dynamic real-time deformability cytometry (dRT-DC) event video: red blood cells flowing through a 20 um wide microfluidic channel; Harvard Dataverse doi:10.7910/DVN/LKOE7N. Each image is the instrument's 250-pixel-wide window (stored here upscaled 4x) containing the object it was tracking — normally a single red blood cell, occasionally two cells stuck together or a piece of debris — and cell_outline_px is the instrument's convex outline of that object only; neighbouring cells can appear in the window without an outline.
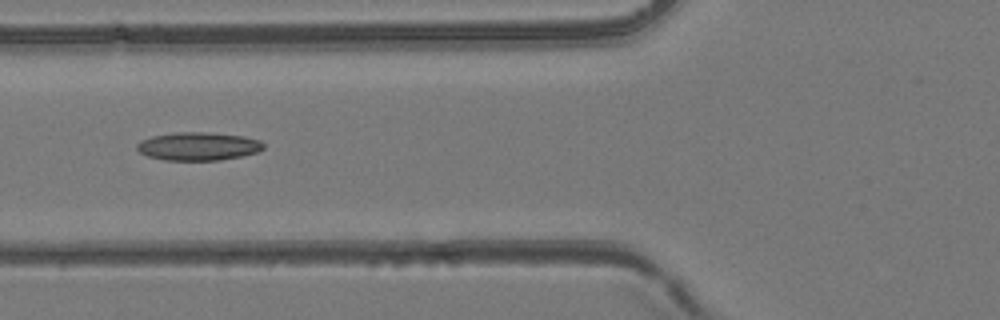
{"species": "common noctule bat (a hibernating species)", "species_latin": "Nyctalus noctula", "temperature_condition": "room temperature", "stored_images_in_passage": 44, "camera_frame_rate_fps": 3000, "um_per_image_px": 0.085, "animal": {"sex": "female", "body_mass_g": 24.6, "forearm_length_mm": 56.2}, "frame": {"image": 1, "passage_image": 15, "time_ms": 4.667, "image_size_px": [1000, 320], "cell_outline_px": [[264, 148], [256, 152], [240, 156], [220, 160], [164, 160], [148, 156], [140, 152], [136, 148], [136, 144], [140, 140], [152, 136], [172, 132], [204, 132], [244, 136], [260, 140], [264, 144]], "centroid_in_image_um": [16.82, 12.43], "position_along_channel_um": 109.0, "area_um2": 20.81}}
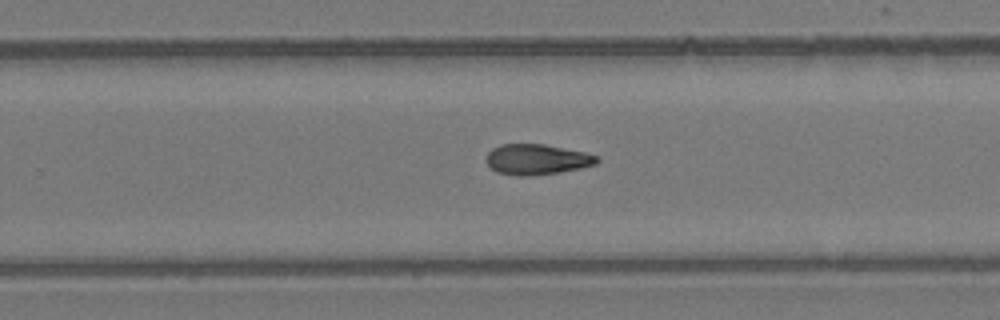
{"frame": {"image": 2, "passage_image": 27, "time_ms": 8.667, "image_size_px": [1000, 320], "cell_outline_px": [[600, 160], [596, 164], [580, 168], [556, 172], [528, 176], [516, 176], [496, 172], [488, 164], [488, 152], [492, 148], [500, 144], [544, 144], [584, 152], [596, 156]], "centroid_in_image_um": [45.62, 13.54], "position_along_channel_um": 284.2, "area_um2": 19.42}}
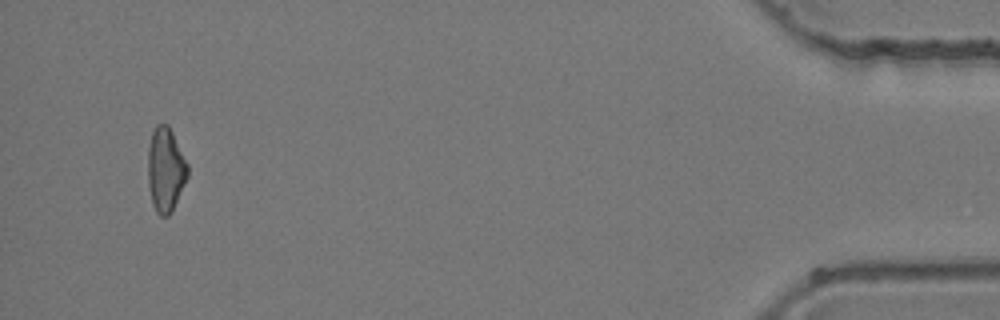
{"frame": {"image": 3, "passage_image": 42, "time_ms": 13.667, "image_size_px": [1000, 320], "cell_outline_px": [[188, 176], [172, 212], [168, 216], [160, 216], [156, 212], [152, 204], [148, 184], [148, 148], [152, 132], [156, 124], [168, 124], [188, 164]], "centroid_in_image_um": [14.07, 14.44], "position_along_channel_um": 421.1, "area_um2": 19.59}}